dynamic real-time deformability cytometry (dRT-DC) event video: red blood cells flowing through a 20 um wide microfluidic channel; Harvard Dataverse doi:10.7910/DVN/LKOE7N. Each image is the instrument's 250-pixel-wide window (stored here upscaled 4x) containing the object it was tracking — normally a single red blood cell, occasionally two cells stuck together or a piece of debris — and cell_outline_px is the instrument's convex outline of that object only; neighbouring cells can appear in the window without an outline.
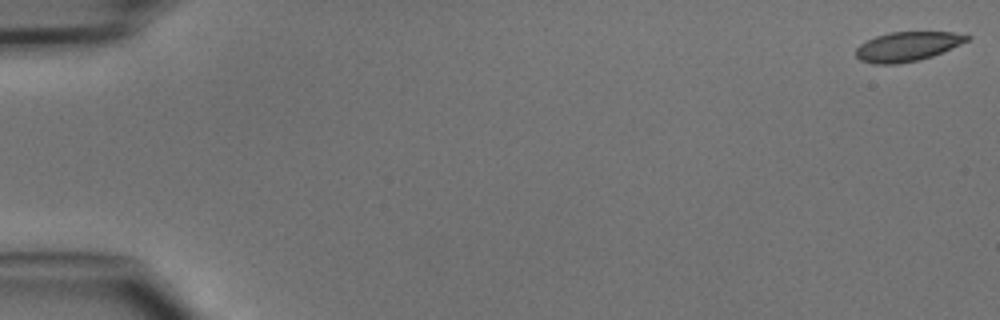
{"species": "common noctule bat (a hibernating species)", "species_latin": "Nyctalus noctula", "temperature_condition": "cold", "stored_images_in_passage": 41, "camera_frame_rate_fps": 3000, "um_per_image_px": 0.085, "animal": {"sex": "male", "body_mass_g": 15.6}, "frame": {"image": 1, "passage_image": 1, "time_ms": 0.0, "image_size_px": [1000, 320], "cell_outline_px": [[972, 36], [968, 40], [932, 56], [920, 60], [896, 64], [876, 64], [860, 60], [856, 56], [856, 48], [860, 44], [876, 36], [892, 32], [952, 32]], "centroid_in_image_um": [77.1, 3.95], "position_along_channel_um": 7.9, "area_um2": 18.79}}
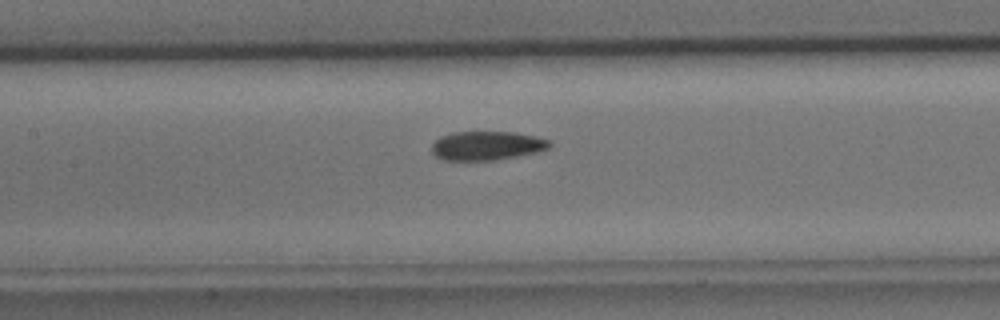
{"frame": {"image": 2, "passage_image": 23, "time_ms": 7.333, "image_size_px": [1000, 320], "cell_outline_px": [[552, 144], [548, 148], [536, 152], [496, 160], [444, 160], [436, 156], [432, 152], [432, 144], [440, 136], [456, 132], [512, 132], [536, 136], [552, 140]], "centroid_in_image_um": [41.4, 12.38], "position_along_channel_um": 166.0, "area_um2": 19.83}}
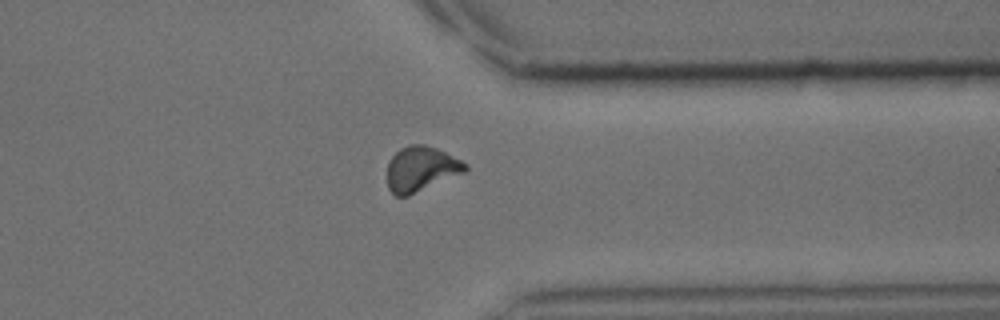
{"frame": {"image": 3, "passage_image": 38, "time_ms": 12.333, "image_size_px": [1000, 320], "cell_outline_px": [[468, 168], [464, 172], [408, 196], [396, 196], [388, 188], [388, 160], [400, 148], [408, 144], [424, 144], [436, 148], [468, 164]], "centroid_in_image_um": [35.76, 14.35], "position_along_channel_um": 375.6, "area_um2": 20.29}}